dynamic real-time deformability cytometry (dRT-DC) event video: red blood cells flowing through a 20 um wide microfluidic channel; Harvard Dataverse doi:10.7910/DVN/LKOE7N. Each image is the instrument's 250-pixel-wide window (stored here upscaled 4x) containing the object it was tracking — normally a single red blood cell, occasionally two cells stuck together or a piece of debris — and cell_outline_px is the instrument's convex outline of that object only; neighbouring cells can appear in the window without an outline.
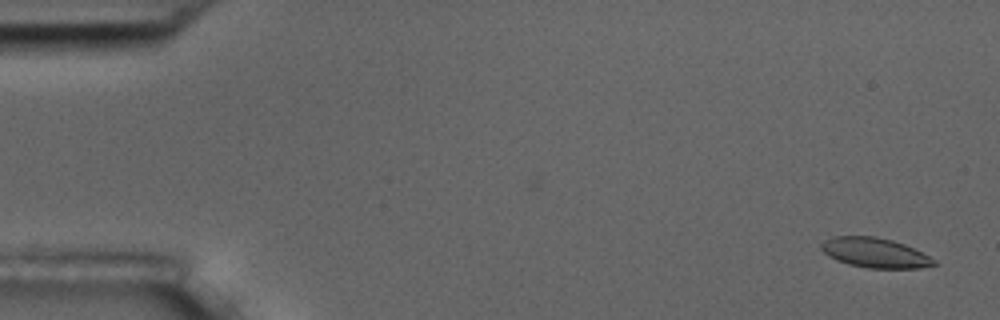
{"species": "common noctule bat (a hibernating species)", "species_latin": "Nyctalus noctula", "temperature_condition": "room temperature", "stored_images_in_passage": 2, "camera_frame_rate_fps": 3000, "um_per_image_px": 0.085, "animal": {"sex": "male", "body_mass_g": 17.5, "forearm_length_mm": 52.3}, "frame": {"image": 1, "passage_image": 2, "time_ms": 1.0, "image_size_px": [1000, 320], "cell_outline_px": [[936, 264], [920, 268], [868, 268], [848, 264], [836, 260], [828, 256], [820, 248], [820, 244], [824, 240], [832, 236], [876, 236], [892, 240], [904, 244], [936, 260]], "centroid_in_image_um": [74.32, 21.48], "position_along_channel_um": 10.7, "area_um2": 19.54}}